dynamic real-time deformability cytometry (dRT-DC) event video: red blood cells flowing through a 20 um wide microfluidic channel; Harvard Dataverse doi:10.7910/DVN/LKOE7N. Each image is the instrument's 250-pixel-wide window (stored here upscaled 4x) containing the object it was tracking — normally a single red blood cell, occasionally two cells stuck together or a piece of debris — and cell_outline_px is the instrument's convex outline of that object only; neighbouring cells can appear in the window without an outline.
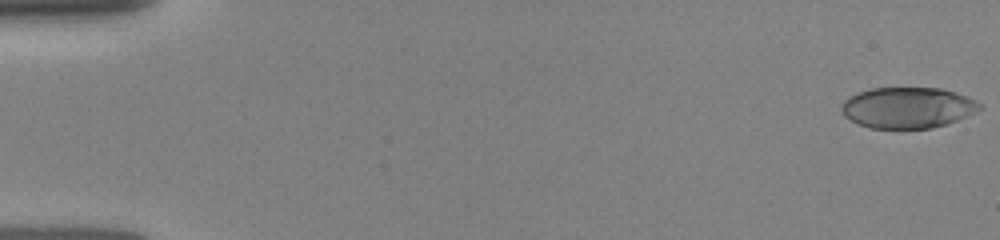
{"species": "human", "species_latin": "Homo sapiens", "temperature_condition": "room temperature", "stored_images_in_passage": 65, "camera_frame_rate_fps": 3000, "um_per_image_px": 0.085, "donor": {"sex": "female"}, "frame": {"image": 1, "passage_image": 1, "time_ms": 0.0, "image_size_px": [1000, 240], "cell_outline_px": [[984, 108], [948, 124], [932, 128], [872, 128], [860, 124], [844, 116], [840, 108], [840, 104], [848, 96], [856, 92], [872, 88], [940, 88], [956, 92], [976, 100]], "centroid_in_image_um": [77.14, 9.14], "position_along_channel_um": 7.9, "area_um2": 33.12}}
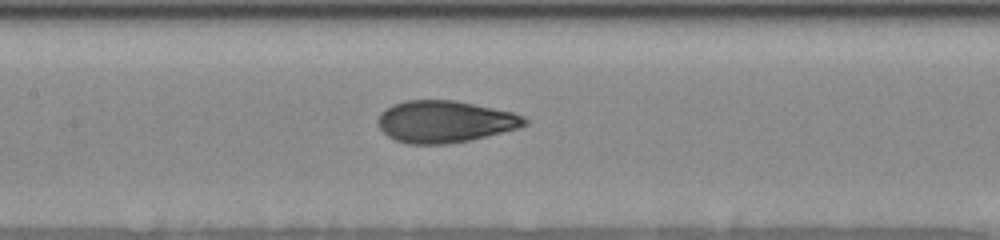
{"frame": {"image": 2, "passage_image": 36, "time_ms": 7.667, "image_size_px": [1000, 240], "cell_outline_px": [[528, 124], [520, 128], [468, 140], [444, 144], [408, 144], [396, 140], [388, 136], [380, 128], [380, 112], [384, 108], [392, 104], [404, 100], [452, 100], [512, 112], [524, 116], [528, 120]], "centroid_in_image_um": [37.81, 10.33], "position_along_channel_um": 169.6, "area_um2": 35.55}}
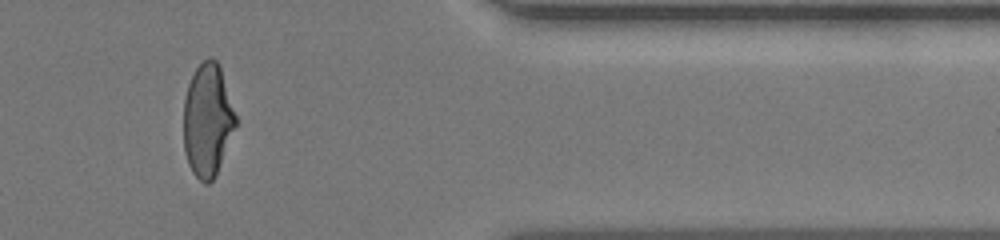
{"frame": {"image": 3, "passage_image": 58, "time_ms": 13.667, "image_size_px": [1000, 240], "cell_outline_px": [[236, 124], [216, 176], [208, 184], [204, 184], [192, 172], [188, 164], [184, 152], [184, 100], [188, 84], [196, 68], [208, 56], [212, 56], [216, 60], [220, 68], [236, 116]], "centroid_in_image_um": [17.63, 10.24], "position_along_channel_um": 393.8, "area_um2": 34.04}}